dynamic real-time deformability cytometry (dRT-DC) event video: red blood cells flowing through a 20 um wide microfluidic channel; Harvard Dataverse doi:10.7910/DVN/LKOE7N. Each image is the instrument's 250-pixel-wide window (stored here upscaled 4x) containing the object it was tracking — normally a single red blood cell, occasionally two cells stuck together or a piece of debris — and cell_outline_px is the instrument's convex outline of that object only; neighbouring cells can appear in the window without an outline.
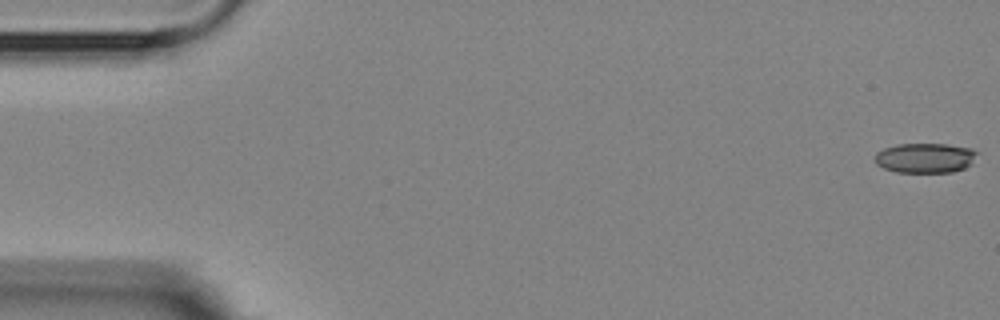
{"species": "Egyptian fruit bat (a non-hibernating species)", "species_latin": "Rousettus aegyptiacus", "temperature_condition": "room temperature", "stored_images_in_passage": 3, "camera_frame_rate_fps": 3000, "um_per_image_px": 0.085, "animal": {"sex": "female"}, "frame": {"image": 1, "passage_image": 1, "time_ms": 0.0, "image_size_px": [1000, 320], "cell_outline_px": [[980, 152], [964, 168], [952, 172], [896, 172], [884, 168], [876, 164], [876, 152], [884, 148], [896, 144], [944, 144], [972, 148]], "centroid_in_image_um": [78.63, 13.41], "position_along_channel_um": 6.4, "area_um2": 17.69}}